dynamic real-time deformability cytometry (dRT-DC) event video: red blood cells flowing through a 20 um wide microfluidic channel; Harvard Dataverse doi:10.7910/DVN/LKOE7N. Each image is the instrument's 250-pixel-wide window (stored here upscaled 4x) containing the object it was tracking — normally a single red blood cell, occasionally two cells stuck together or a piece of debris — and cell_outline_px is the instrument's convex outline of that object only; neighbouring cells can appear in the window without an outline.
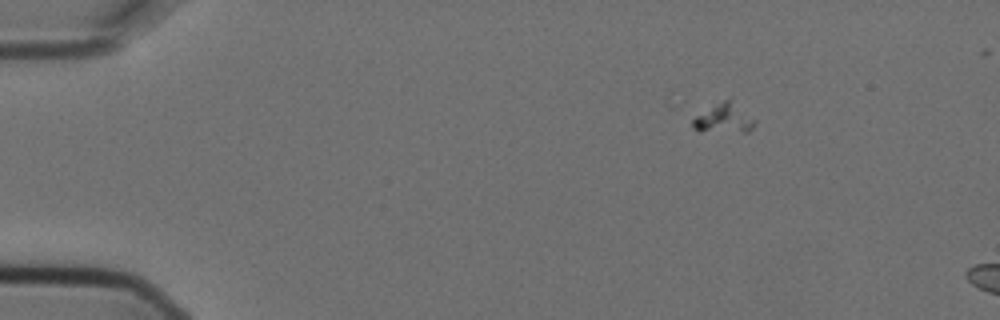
{"species": "Egyptian fruit bat (a non-hibernating species)", "species_latin": "Rousettus aegyptiacus", "temperature_condition": "cold", "stored_images_in_passage": 5, "segment_of_instrument_passage": [1, 2], "camera_frame_rate_fps": 3000, "um_per_image_px": 0.085, "animal": {"sex": "female"}, "frame": {"image": 1, "passage_image": 2, "time_ms": 0.333, "image_size_px": [1000, 320], "cell_outline_px": [[756, 124], [748, 132], [700, 132], [692, 128], [692, 120], [696, 116], [728, 96], [732, 96], [756, 120]], "centroid_in_image_um": [61.58, 10.04], "position_along_channel_um": 23.4, "area_um2": 11.27}}